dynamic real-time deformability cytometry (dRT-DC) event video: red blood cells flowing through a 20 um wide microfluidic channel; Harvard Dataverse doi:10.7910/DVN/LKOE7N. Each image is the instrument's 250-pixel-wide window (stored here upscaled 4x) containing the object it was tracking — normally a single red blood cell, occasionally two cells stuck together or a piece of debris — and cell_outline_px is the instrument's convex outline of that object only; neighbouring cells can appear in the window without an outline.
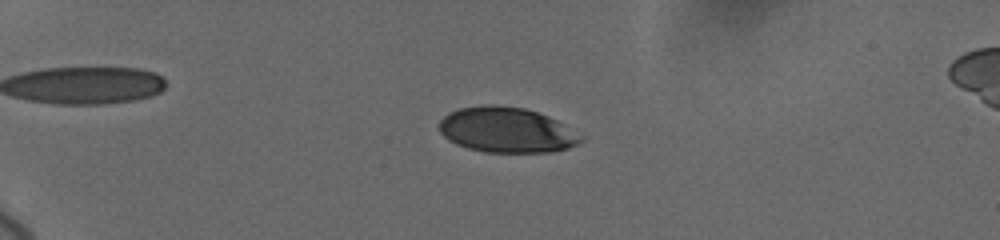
{"species": "human", "species_latin": "Homo sapiens", "temperature_condition": "cold", "stored_images_in_passage": 64, "camera_frame_rate_fps": 3000, "um_per_image_px": 0.085, "donor": {"sex": "female"}, "frame": {"image": 1, "passage_image": 16, "time_ms": 5.0, "image_size_px": [1000, 240], "cell_outline_px": [[584, 140], [568, 148], [552, 152], [484, 152], [468, 148], [456, 144], [448, 140], [440, 132], [436, 124], [448, 112], [460, 108], [484, 104], [492, 104], [524, 108], [548, 116], [556, 120], [584, 136]], "centroid_in_image_um": [43.03, 11.05], "position_along_channel_um": 42.0, "area_um2": 37.63}}
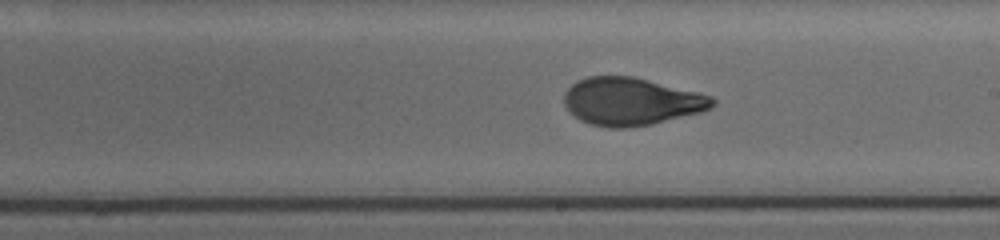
{"frame": {"image": 2, "passage_image": 39, "time_ms": 12.0, "image_size_px": [1000, 240], "cell_outline_px": [[716, 104], [712, 108], [704, 112], [652, 124], [624, 128], [608, 128], [592, 124], [580, 120], [568, 112], [564, 104], [564, 92], [576, 80], [588, 76], [632, 76], [712, 96], [716, 100]], "centroid_in_image_um": [53.65, 8.63], "position_along_channel_um": 235.4, "area_um2": 41.44}}
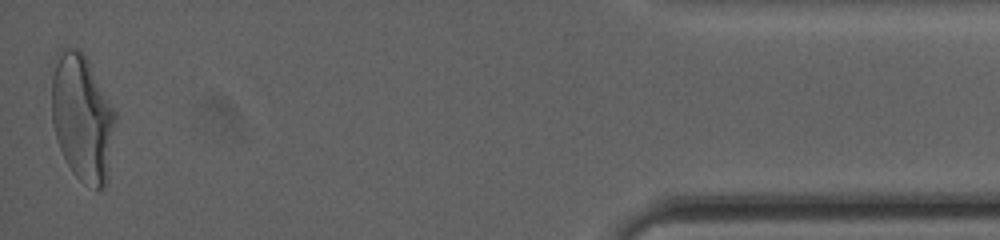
{"frame": {"image": 3, "passage_image": 64, "time_ms": 19.0, "image_size_px": [1000, 240], "cell_outline_px": [[116, 120], [108, 176], [104, 188], [96, 188], [80, 180], [72, 172], [60, 148], [52, 124], [52, 76], [56, 52], [60, 48], [76, 48], [88, 60], [116, 112]], "centroid_in_image_um": [6.99, 9.99], "position_along_channel_um": 428.2, "area_um2": 46.93}, "authors_computed_cell_mechanics": {"area_um2": 41.0091, "velocity_mm_per_s": 3.6787, "shape_relaxation_time_tau1_ms": 4.6746, "shape_relaxation_time_tau2_ms": 0.8823, "deformation_change_tau1": 0.1707, "deformation_change_tau2": 0.0603}}